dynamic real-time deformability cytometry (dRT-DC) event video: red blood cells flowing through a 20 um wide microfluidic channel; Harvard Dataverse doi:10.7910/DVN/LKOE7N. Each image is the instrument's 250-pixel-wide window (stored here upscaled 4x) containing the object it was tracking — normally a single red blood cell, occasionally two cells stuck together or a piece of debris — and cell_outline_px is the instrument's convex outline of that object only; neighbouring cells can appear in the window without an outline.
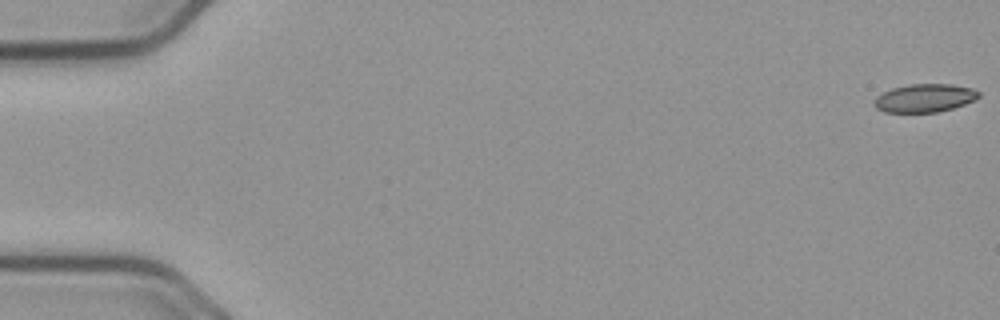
{"species": "common noctule bat (a hibernating species)", "species_latin": "Nyctalus noctula", "temperature_condition": "cold", "stored_images_in_passage": 57, "camera_frame_rate_fps": 3000, "um_per_image_px": 0.085, "animal": {"sex": "male", "body_mass_g": 23.1, "forearm_length_mm": 52.7}, "frame": {"image": 1, "passage_image": 1, "time_ms": 0.0, "image_size_px": [1000, 320], "cell_outline_px": [[980, 96], [976, 100], [952, 108], [936, 112], [884, 112], [876, 108], [872, 104], [876, 96], [892, 88], [908, 84], [952, 84], [972, 88], [980, 92]], "centroid_in_image_um": [78.59, 8.33], "position_along_channel_um": 6.4, "area_um2": 17.28}}
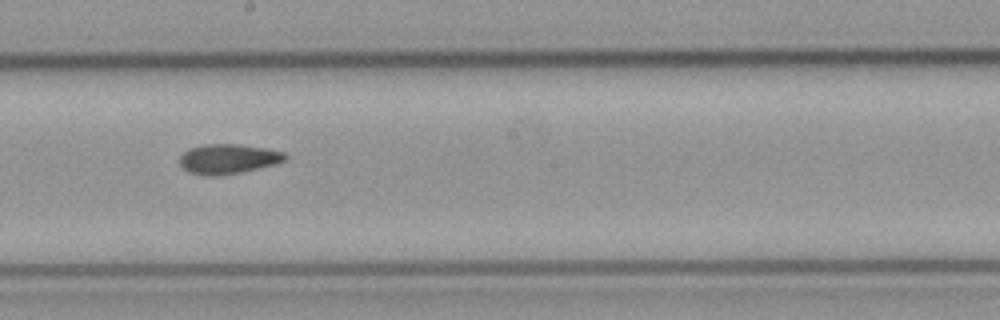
{"frame": {"image": 2, "passage_image": 32, "time_ms": 10.333, "image_size_px": [1000, 320], "cell_outline_px": [[288, 156], [284, 160], [276, 164], [240, 172], [216, 176], [208, 176], [188, 172], [180, 164], [180, 156], [188, 148], [204, 144], [240, 144], [268, 148], [284, 152]], "centroid_in_image_um": [19.39, 13.49], "position_along_channel_um": 228.8, "area_um2": 18.38}}
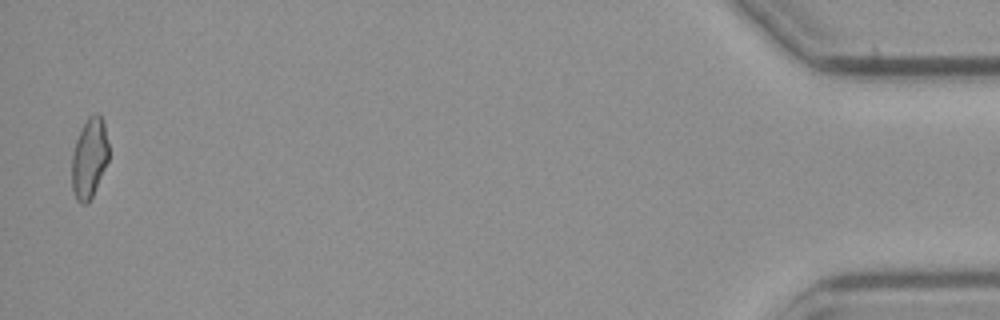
{"frame": {"image": 3, "passage_image": 56, "time_ms": 18.333, "image_size_px": [1000, 320], "cell_outline_px": [[108, 160], [92, 196], [88, 204], [80, 204], [76, 200], [72, 188], [72, 152], [76, 140], [88, 116], [96, 112], [104, 120], [108, 144]], "centroid_in_image_um": [7.58, 13.44], "position_along_channel_um": 427.6, "area_um2": 17.17}, "authors_computed_cell_mechanics": {"area_um2": 17.8602, "velocity_mm_per_s": 3.6768, "shape_relaxation_time_tau1_ms": null, "shape_relaxation_time_tau2_ms": 11.1516, "deformation_change_tau1": null, "deformation_change_tau2": 0.1889}}